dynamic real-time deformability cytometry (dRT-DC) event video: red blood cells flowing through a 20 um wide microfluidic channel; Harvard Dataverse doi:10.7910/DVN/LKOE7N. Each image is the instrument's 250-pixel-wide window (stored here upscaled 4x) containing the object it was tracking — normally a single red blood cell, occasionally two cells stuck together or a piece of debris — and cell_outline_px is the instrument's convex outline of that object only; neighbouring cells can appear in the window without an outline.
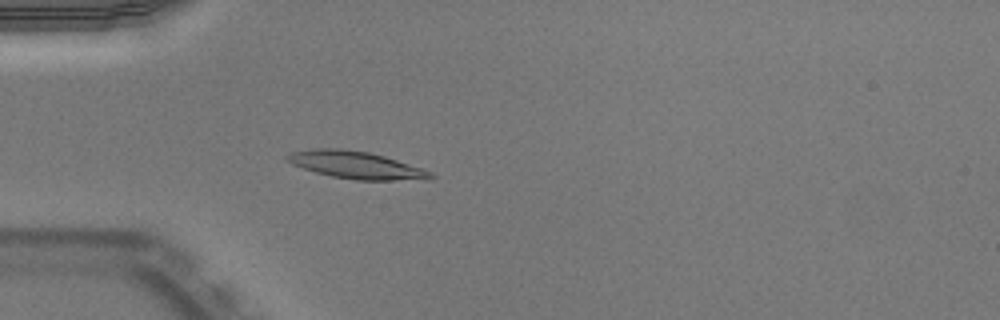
{"species": "Egyptian fruit bat (a non-hibernating species)", "species_latin": "Rousettus aegyptiacus", "temperature_condition": "warm", "stored_images_in_passage": 52, "camera_frame_rate_fps": 3000, "um_per_image_px": 0.085, "animal": {"sex": "male"}, "frame": {"image": 1, "passage_image": 16, "time_ms": 5.0, "image_size_px": [1000, 320], "cell_outline_px": [[436, 176], [432, 180], [356, 180], [332, 176], [316, 172], [292, 164], [284, 160], [284, 156], [292, 152], [316, 148], [340, 148], [368, 152], [384, 156], [432, 172]], "centroid_in_image_um": [30.28, 14.03], "position_along_channel_um": 54.7, "area_um2": 22.83}}
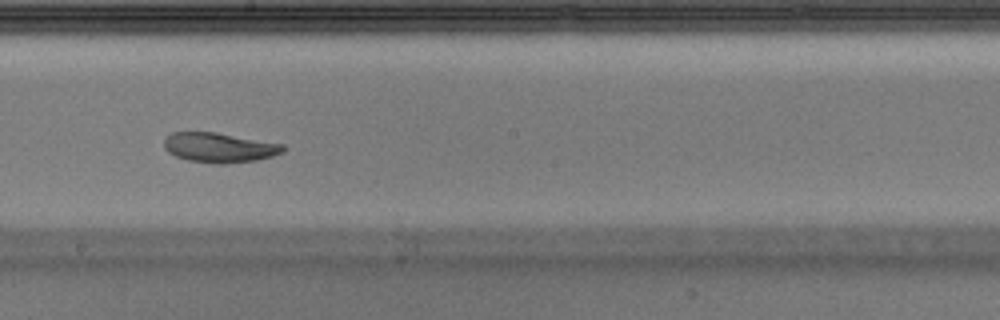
{"frame": {"image": 2, "passage_image": 30, "time_ms": 9.667, "image_size_px": [1000, 320], "cell_outline_px": [[288, 148], [284, 152], [272, 156], [256, 160], [224, 164], [216, 164], [188, 160], [176, 156], [168, 152], [164, 148], [164, 140], [172, 132], [216, 132], [284, 144]], "centroid_in_image_um": [18.68, 12.54], "position_along_channel_um": 229.5, "area_um2": 20.75}}
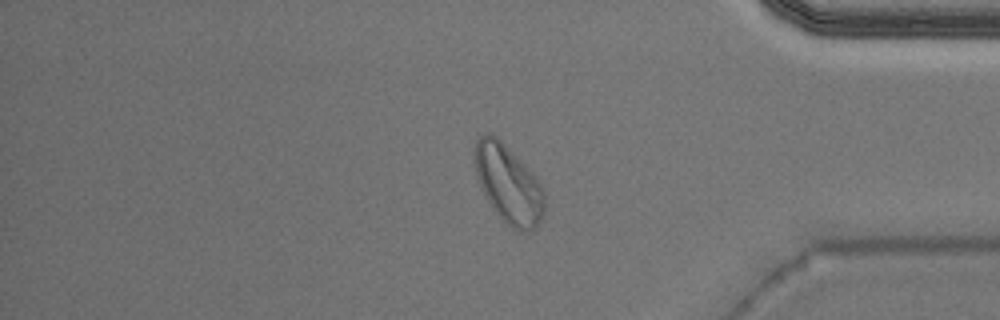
{"frame": {"image": 3, "passage_image": 44, "time_ms": 14.333, "image_size_px": [1000, 320], "cell_outline_px": [[544, 212], [536, 228], [528, 232], [516, 232], [492, 208], [476, 176], [472, 152], [472, 148], [476, 140], [484, 132], [488, 132], [496, 136], [540, 180], [544, 192]], "centroid_in_image_um": [43.2, 15.63], "position_along_channel_um": 392.0, "area_um2": 32.02}, "authors_computed_cell_mechanics": {"area_um2": 21.5305, "velocity_mm_per_s": 3.9166, "shape_relaxation_time_tau1_ms": 4.728, "shape_relaxation_time_tau2_ms": 2.2242, "deformation_change_tau1": 0.1681, "deformation_change_tau2": 0.0714}}